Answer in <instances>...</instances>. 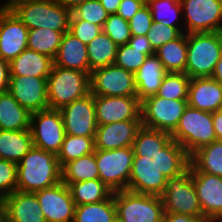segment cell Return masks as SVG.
I'll return each mask as SVG.
<instances>
[{"instance_id": "6da1fadb", "label": "cell", "mask_w": 222, "mask_h": 222, "mask_svg": "<svg viewBox=\"0 0 222 222\" xmlns=\"http://www.w3.org/2000/svg\"><path fill=\"white\" fill-rule=\"evenodd\" d=\"M132 147L134 158L128 191L161 196L167 179L180 175L190 166L188 152L164 131L142 126Z\"/></svg>"}, {"instance_id": "7a4b0ae2", "label": "cell", "mask_w": 222, "mask_h": 222, "mask_svg": "<svg viewBox=\"0 0 222 222\" xmlns=\"http://www.w3.org/2000/svg\"><path fill=\"white\" fill-rule=\"evenodd\" d=\"M61 181V167L54 153L33 146L17 164L19 191L35 193Z\"/></svg>"}, {"instance_id": "3957f363", "label": "cell", "mask_w": 222, "mask_h": 222, "mask_svg": "<svg viewBox=\"0 0 222 222\" xmlns=\"http://www.w3.org/2000/svg\"><path fill=\"white\" fill-rule=\"evenodd\" d=\"M222 53V32L187 34L185 74L190 78L211 77Z\"/></svg>"}, {"instance_id": "277c9868", "label": "cell", "mask_w": 222, "mask_h": 222, "mask_svg": "<svg viewBox=\"0 0 222 222\" xmlns=\"http://www.w3.org/2000/svg\"><path fill=\"white\" fill-rule=\"evenodd\" d=\"M90 93V75L53 65L47 78L49 109L59 110Z\"/></svg>"}, {"instance_id": "5b68a950", "label": "cell", "mask_w": 222, "mask_h": 222, "mask_svg": "<svg viewBox=\"0 0 222 222\" xmlns=\"http://www.w3.org/2000/svg\"><path fill=\"white\" fill-rule=\"evenodd\" d=\"M171 136L191 156L199 148L217 140L212 113L187 106Z\"/></svg>"}, {"instance_id": "8992f818", "label": "cell", "mask_w": 222, "mask_h": 222, "mask_svg": "<svg viewBox=\"0 0 222 222\" xmlns=\"http://www.w3.org/2000/svg\"><path fill=\"white\" fill-rule=\"evenodd\" d=\"M12 12L29 30L47 28L69 31L71 11L52 0H33L18 5Z\"/></svg>"}, {"instance_id": "52a82bcc", "label": "cell", "mask_w": 222, "mask_h": 222, "mask_svg": "<svg viewBox=\"0 0 222 222\" xmlns=\"http://www.w3.org/2000/svg\"><path fill=\"white\" fill-rule=\"evenodd\" d=\"M114 203L117 222H163L161 196L120 190L114 192Z\"/></svg>"}, {"instance_id": "ba28073f", "label": "cell", "mask_w": 222, "mask_h": 222, "mask_svg": "<svg viewBox=\"0 0 222 222\" xmlns=\"http://www.w3.org/2000/svg\"><path fill=\"white\" fill-rule=\"evenodd\" d=\"M134 158L133 147L95 149L99 179L113 192L127 190Z\"/></svg>"}, {"instance_id": "9c48e42d", "label": "cell", "mask_w": 222, "mask_h": 222, "mask_svg": "<svg viewBox=\"0 0 222 222\" xmlns=\"http://www.w3.org/2000/svg\"><path fill=\"white\" fill-rule=\"evenodd\" d=\"M187 106V100L149 96L141 101L142 126L172 134Z\"/></svg>"}, {"instance_id": "30bf717a", "label": "cell", "mask_w": 222, "mask_h": 222, "mask_svg": "<svg viewBox=\"0 0 222 222\" xmlns=\"http://www.w3.org/2000/svg\"><path fill=\"white\" fill-rule=\"evenodd\" d=\"M161 199L165 213L202 214L190 167L180 175L167 179Z\"/></svg>"}, {"instance_id": "8fae6325", "label": "cell", "mask_w": 222, "mask_h": 222, "mask_svg": "<svg viewBox=\"0 0 222 222\" xmlns=\"http://www.w3.org/2000/svg\"><path fill=\"white\" fill-rule=\"evenodd\" d=\"M30 131L34 147L55 155L60 152L66 133L59 110L46 109L32 113Z\"/></svg>"}, {"instance_id": "7c38bea8", "label": "cell", "mask_w": 222, "mask_h": 222, "mask_svg": "<svg viewBox=\"0 0 222 222\" xmlns=\"http://www.w3.org/2000/svg\"><path fill=\"white\" fill-rule=\"evenodd\" d=\"M90 92L97 96H137L134 73L115 64L90 74Z\"/></svg>"}, {"instance_id": "4fadbf2b", "label": "cell", "mask_w": 222, "mask_h": 222, "mask_svg": "<svg viewBox=\"0 0 222 222\" xmlns=\"http://www.w3.org/2000/svg\"><path fill=\"white\" fill-rule=\"evenodd\" d=\"M187 32H222V0H180Z\"/></svg>"}, {"instance_id": "5bb4252c", "label": "cell", "mask_w": 222, "mask_h": 222, "mask_svg": "<svg viewBox=\"0 0 222 222\" xmlns=\"http://www.w3.org/2000/svg\"><path fill=\"white\" fill-rule=\"evenodd\" d=\"M66 135L95 137L97 130L94 95L74 100L59 109Z\"/></svg>"}, {"instance_id": "9a60e30c", "label": "cell", "mask_w": 222, "mask_h": 222, "mask_svg": "<svg viewBox=\"0 0 222 222\" xmlns=\"http://www.w3.org/2000/svg\"><path fill=\"white\" fill-rule=\"evenodd\" d=\"M97 125L141 120V101L137 96L94 95Z\"/></svg>"}, {"instance_id": "2e32d148", "label": "cell", "mask_w": 222, "mask_h": 222, "mask_svg": "<svg viewBox=\"0 0 222 222\" xmlns=\"http://www.w3.org/2000/svg\"><path fill=\"white\" fill-rule=\"evenodd\" d=\"M46 222H74L75 203L62 181L35 192Z\"/></svg>"}, {"instance_id": "e0dca14e", "label": "cell", "mask_w": 222, "mask_h": 222, "mask_svg": "<svg viewBox=\"0 0 222 222\" xmlns=\"http://www.w3.org/2000/svg\"><path fill=\"white\" fill-rule=\"evenodd\" d=\"M47 78L10 76L9 93L31 114L49 109Z\"/></svg>"}, {"instance_id": "ac0fdd59", "label": "cell", "mask_w": 222, "mask_h": 222, "mask_svg": "<svg viewBox=\"0 0 222 222\" xmlns=\"http://www.w3.org/2000/svg\"><path fill=\"white\" fill-rule=\"evenodd\" d=\"M191 174L202 214L213 222H222V177L204 172Z\"/></svg>"}, {"instance_id": "d6986e66", "label": "cell", "mask_w": 222, "mask_h": 222, "mask_svg": "<svg viewBox=\"0 0 222 222\" xmlns=\"http://www.w3.org/2000/svg\"><path fill=\"white\" fill-rule=\"evenodd\" d=\"M28 32L12 11L0 10V57L10 63L28 48Z\"/></svg>"}, {"instance_id": "ffe728a7", "label": "cell", "mask_w": 222, "mask_h": 222, "mask_svg": "<svg viewBox=\"0 0 222 222\" xmlns=\"http://www.w3.org/2000/svg\"><path fill=\"white\" fill-rule=\"evenodd\" d=\"M141 127V120H128L97 125L94 137L95 149L113 150L133 146L137 131Z\"/></svg>"}, {"instance_id": "44dd1931", "label": "cell", "mask_w": 222, "mask_h": 222, "mask_svg": "<svg viewBox=\"0 0 222 222\" xmlns=\"http://www.w3.org/2000/svg\"><path fill=\"white\" fill-rule=\"evenodd\" d=\"M188 106L214 113L222 108V85L212 77L191 78L188 87Z\"/></svg>"}, {"instance_id": "7402d4cb", "label": "cell", "mask_w": 222, "mask_h": 222, "mask_svg": "<svg viewBox=\"0 0 222 222\" xmlns=\"http://www.w3.org/2000/svg\"><path fill=\"white\" fill-rule=\"evenodd\" d=\"M6 222H46L35 193L14 191L4 197Z\"/></svg>"}, {"instance_id": "603a6c76", "label": "cell", "mask_w": 222, "mask_h": 222, "mask_svg": "<svg viewBox=\"0 0 222 222\" xmlns=\"http://www.w3.org/2000/svg\"><path fill=\"white\" fill-rule=\"evenodd\" d=\"M53 65L89 74L87 45L71 32H65L58 52L53 59Z\"/></svg>"}, {"instance_id": "cb8c5ba5", "label": "cell", "mask_w": 222, "mask_h": 222, "mask_svg": "<svg viewBox=\"0 0 222 222\" xmlns=\"http://www.w3.org/2000/svg\"><path fill=\"white\" fill-rule=\"evenodd\" d=\"M168 72L154 54L148 56L141 67L134 73L137 97L140 101L156 95L162 80Z\"/></svg>"}, {"instance_id": "d4e9b609", "label": "cell", "mask_w": 222, "mask_h": 222, "mask_svg": "<svg viewBox=\"0 0 222 222\" xmlns=\"http://www.w3.org/2000/svg\"><path fill=\"white\" fill-rule=\"evenodd\" d=\"M52 66V58L26 48L9 63L10 76L48 77Z\"/></svg>"}, {"instance_id": "484cf974", "label": "cell", "mask_w": 222, "mask_h": 222, "mask_svg": "<svg viewBox=\"0 0 222 222\" xmlns=\"http://www.w3.org/2000/svg\"><path fill=\"white\" fill-rule=\"evenodd\" d=\"M32 147L33 139L30 129H0V159L18 164Z\"/></svg>"}, {"instance_id": "4316f807", "label": "cell", "mask_w": 222, "mask_h": 222, "mask_svg": "<svg viewBox=\"0 0 222 222\" xmlns=\"http://www.w3.org/2000/svg\"><path fill=\"white\" fill-rule=\"evenodd\" d=\"M31 113L8 92L0 94V129L29 130Z\"/></svg>"}, {"instance_id": "83f0119b", "label": "cell", "mask_w": 222, "mask_h": 222, "mask_svg": "<svg viewBox=\"0 0 222 222\" xmlns=\"http://www.w3.org/2000/svg\"><path fill=\"white\" fill-rule=\"evenodd\" d=\"M191 172H204L222 177V141L199 148L190 156Z\"/></svg>"}, {"instance_id": "f1b7e54d", "label": "cell", "mask_w": 222, "mask_h": 222, "mask_svg": "<svg viewBox=\"0 0 222 222\" xmlns=\"http://www.w3.org/2000/svg\"><path fill=\"white\" fill-rule=\"evenodd\" d=\"M155 55L162 62L167 72L185 73L187 62V34L182 33L177 39L160 46Z\"/></svg>"}, {"instance_id": "f546056e", "label": "cell", "mask_w": 222, "mask_h": 222, "mask_svg": "<svg viewBox=\"0 0 222 222\" xmlns=\"http://www.w3.org/2000/svg\"><path fill=\"white\" fill-rule=\"evenodd\" d=\"M118 45L102 30L87 44L89 75L95 69L114 64Z\"/></svg>"}, {"instance_id": "4dcf8cb0", "label": "cell", "mask_w": 222, "mask_h": 222, "mask_svg": "<svg viewBox=\"0 0 222 222\" xmlns=\"http://www.w3.org/2000/svg\"><path fill=\"white\" fill-rule=\"evenodd\" d=\"M65 184L70 190L75 206L98 203L107 200L113 194L100 179Z\"/></svg>"}, {"instance_id": "1f68e13d", "label": "cell", "mask_w": 222, "mask_h": 222, "mask_svg": "<svg viewBox=\"0 0 222 222\" xmlns=\"http://www.w3.org/2000/svg\"><path fill=\"white\" fill-rule=\"evenodd\" d=\"M74 222H117L114 192L107 200L75 206Z\"/></svg>"}, {"instance_id": "d6a6232c", "label": "cell", "mask_w": 222, "mask_h": 222, "mask_svg": "<svg viewBox=\"0 0 222 222\" xmlns=\"http://www.w3.org/2000/svg\"><path fill=\"white\" fill-rule=\"evenodd\" d=\"M62 182L75 183L99 179V170L95 160V152L68 162L62 169Z\"/></svg>"}, {"instance_id": "836d02e7", "label": "cell", "mask_w": 222, "mask_h": 222, "mask_svg": "<svg viewBox=\"0 0 222 222\" xmlns=\"http://www.w3.org/2000/svg\"><path fill=\"white\" fill-rule=\"evenodd\" d=\"M65 32L47 28L30 29L28 32V48L54 59Z\"/></svg>"}, {"instance_id": "e575fe53", "label": "cell", "mask_w": 222, "mask_h": 222, "mask_svg": "<svg viewBox=\"0 0 222 222\" xmlns=\"http://www.w3.org/2000/svg\"><path fill=\"white\" fill-rule=\"evenodd\" d=\"M93 152H95L94 137L65 135L57 159L62 169L68 162Z\"/></svg>"}, {"instance_id": "d590c367", "label": "cell", "mask_w": 222, "mask_h": 222, "mask_svg": "<svg viewBox=\"0 0 222 222\" xmlns=\"http://www.w3.org/2000/svg\"><path fill=\"white\" fill-rule=\"evenodd\" d=\"M190 79L185 73L168 72L156 95L167 99L187 100Z\"/></svg>"}, {"instance_id": "8d00e7d4", "label": "cell", "mask_w": 222, "mask_h": 222, "mask_svg": "<svg viewBox=\"0 0 222 222\" xmlns=\"http://www.w3.org/2000/svg\"><path fill=\"white\" fill-rule=\"evenodd\" d=\"M153 49L132 48L129 44L118 46L114 64L135 73L148 56L154 55Z\"/></svg>"}, {"instance_id": "74e56055", "label": "cell", "mask_w": 222, "mask_h": 222, "mask_svg": "<svg viewBox=\"0 0 222 222\" xmlns=\"http://www.w3.org/2000/svg\"><path fill=\"white\" fill-rule=\"evenodd\" d=\"M147 6L150 9L153 21L179 28L174 20L178 18L179 13L183 10L180 0H151Z\"/></svg>"}, {"instance_id": "f35d334b", "label": "cell", "mask_w": 222, "mask_h": 222, "mask_svg": "<svg viewBox=\"0 0 222 222\" xmlns=\"http://www.w3.org/2000/svg\"><path fill=\"white\" fill-rule=\"evenodd\" d=\"M109 13L99 0H88L71 11L70 19H81L103 28Z\"/></svg>"}, {"instance_id": "ab89813d", "label": "cell", "mask_w": 222, "mask_h": 222, "mask_svg": "<svg viewBox=\"0 0 222 222\" xmlns=\"http://www.w3.org/2000/svg\"><path fill=\"white\" fill-rule=\"evenodd\" d=\"M102 30L118 45L128 44L131 38L129 23L117 13L109 14Z\"/></svg>"}, {"instance_id": "60d3db41", "label": "cell", "mask_w": 222, "mask_h": 222, "mask_svg": "<svg viewBox=\"0 0 222 222\" xmlns=\"http://www.w3.org/2000/svg\"><path fill=\"white\" fill-rule=\"evenodd\" d=\"M183 32L180 28L164 25L161 22L153 21L147 37L154 51L165 43L177 39Z\"/></svg>"}, {"instance_id": "b9f144b4", "label": "cell", "mask_w": 222, "mask_h": 222, "mask_svg": "<svg viewBox=\"0 0 222 222\" xmlns=\"http://www.w3.org/2000/svg\"><path fill=\"white\" fill-rule=\"evenodd\" d=\"M17 190V164L0 159V194L4 197Z\"/></svg>"}, {"instance_id": "7bdbcfd3", "label": "cell", "mask_w": 222, "mask_h": 222, "mask_svg": "<svg viewBox=\"0 0 222 222\" xmlns=\"http://www.w3.org/2000/svg\"><path fill=\"white\" fill-rule=\"evenodd\" d=\"M69 32L87 45L102 32V27L89 21L70 19Z\"/></svg>"}, {"instance_id": "ee69618b", "label": "cell", "mask_w": 222, "mask_h": 222, "mask_svg": "<svg viewBox=\"0 0 222 222\" xmlns=\"http://www.w3.org/2000/svg\"><path fill=\"white\" fill-rule=\"evenodd\" d=\"M128 23L131 35H147L153 23L149 7L147 5L142 6Z\"/></svg>"}, {"instance_id": "f6af8a7d", "label": "cell", "mask_w": 222, "mask_h": 222, "mask_svg": "<svg viewBox=\"0 0 222 222\" xmlns=\"http://www.w3.org/2000/svg\"><path fill=\"white\" fill-rule=\"evenodd\" d=\"M142 6H144V4L139 0H122L117 14L124 20L129 21Z\"/></svg>"}, {"instance_id": "bcb514c9", "label": "cell", "mask_w": 222, "mask_h": 222, "mask_svg": "<svg viewBox=\"0 0 222 222\" xmlns=\"http://www.w3.org/2000/svg\"><path fill=\"white\" fill-rule=\"evenodd\" d=\"M163 222H213L204 214L191 216L187 214L164 213Z\"/></svg>"}, {"instance_id": "7dc6e473", "label": "cell", "mask_w": 222, "mask_h": 222, "mask_svg": "<svg viewBox=\"0 0 222 222\" xmlns=\"http://www.w3.org/2000/svg\"><path fill=\"white\" fill-rule=\"evenodd\" d=\"M10 81L9 62L0 57V94L8 92Z\"/></svg>"}, {"instance_id": "c3c4849f", "label": "cell", "mask_w": 222, "mask_h": 222, "mask_svg": "<svg viewBox=\"0 0 222 222\" xmlns=\"http://www.w3.org/2000/svg\"><path fill=\"white\" fill-rule=\"evenodd\" d=\"M132 48L138 49H153L148 37L146 35L134 36L132 35L128 41Z\"/></svg>"}, {"instance_id": "681fc988", "label": "cell", "mask_w": 222, "mask_h": 222, "mask_svg": "<svg viewBox=\"0 0 222 222\" xmlns=\"http://www.w3.org/2000/svg\"><path fill=\"white\" fill-rule=\"evenodd\" d=\"M212 119L217 140L222 141V110L212 113Z\"/></svg>"}, {"instance_id": "f907efd6", "label": "cell", "mask_w": 222, "mask_h": 222, "mask_svg": "<svg viewBox=\"0 0 222 222\" xmlns=\"http://www.w3.org/2000/svg\"><path fill=\"white\" fill-rule=\"evenodd\" d=\"M109 14L117 13L122 0H99Z\"/></svg>"}, {"instance_id": "816d5d0a", "label": "cell", "mask_w": 222, "mask_h": 222, "mask_svg": "<svg viewBox=\"0 0 222 222\" xmlns=\"http://www.w3.org/2000/svg\"><path fill=\"white\" fill-rule=\"evenodd\" d=\"M52 1L72 11L74 8L85 3L88 0H52Z\"/></svg>"}, {"instance_id": "f5cc1de1", "label": "cell", "mask_w": 222, "mask_h": 222, "mask_svg": "<svg viewBox=\"0 0 222 222\" xmlns=\"http://www.w3.org/2000/svg\"><path fill=\"white\" fill-rule=\"evenodd\" d=\"M33 0H8L6 4L0 7V10L3 11H12L14 8H16L18 5L27 3Z\"/></svg>"}, {"instance_id": "db71d44e", "label": "cell", "mask_w": 222, "mask_h": 222, "mask_svg": "<svg viewBox=\"0 0 222 222\" xmlns=\"http://www.w3.org/2000/svg\"><path fill=\"white\" fill-rule=\"evenodd\" d=\"M211 77L222 85V53Z\"/></svg>"}, {"instance_id": "11a10c76", "label": "cell", "mask_w": 222, "mask_h": 222, "mask_svg": "<svg viewBox=\"0 0 222 222\" xmlns=\"http://www.w3.org/2000/svg\"><path fill=\"white\" fill-rule=\"evenodd\" d=\"M0 222H6L5 208H0Z\"/></svg>"}, {"instance_id": "9f6ffc18", "label": "cell", "mask_w": 222, "mask_h": 222, "mask_svg": "<svg viewBox=\"0 0 222 222\" xmlns=\"http://www.w3.org/2000/svg\"><path fill=\"white\" fill-rule=\"evenodd\" d=\"M0 208H5L4 207V196L0 194Z\"/></svg>"}, {"instance_id": "6f0895ef", "label": "cell", "mask_w": 222, "mask_h": 222, "mask_svg": "<svg viewBox=\"0 0 222 222\" xmlns=\"http://www.w3.org/2000/svg\"><path fill=\"white\" fill-rule=\"evenodd\" d=\"M142 4L147 5L151 0H139Z\"/></svg>"}]
</instances>
